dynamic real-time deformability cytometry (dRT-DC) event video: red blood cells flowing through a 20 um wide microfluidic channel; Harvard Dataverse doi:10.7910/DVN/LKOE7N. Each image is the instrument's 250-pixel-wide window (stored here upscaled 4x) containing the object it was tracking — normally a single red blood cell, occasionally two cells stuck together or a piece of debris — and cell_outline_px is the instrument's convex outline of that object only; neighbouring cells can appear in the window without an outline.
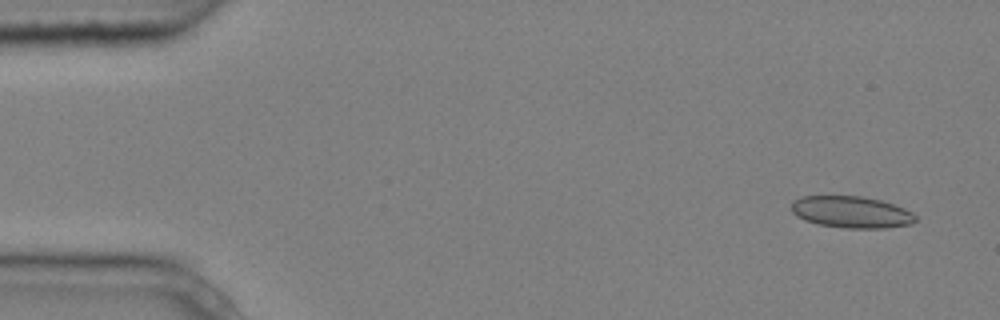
{"species": "common noctule bat (a hibernating species)", "species_latin": "Nyctalus noctula", "temperature_condition": "cold", "stored_images_in_passage": 5, "camera_frame_rate_fps": 3000, "um_per_image_px": 0.085, "animal": {"sex": "male", "body_mass_g": 20.4}, "frame": {"image": 1, "passage_image": 1, "time_ms": 0.0, "image_size_px": [1000, 320], "cell_outline_px": [[916, 220], [912, 224], [884, 228], [844, 228], [820, 224], [804, 220], [796, 216], [792, 212], [792, 200], [800, 196], [864, 196], [880, 200], [904, 208], [912, 212], [916, 216]], "centroid_in_image_um": [72.35, 18.02], "position_along_channel_um": 12.6, "area_um2": 23.0}}
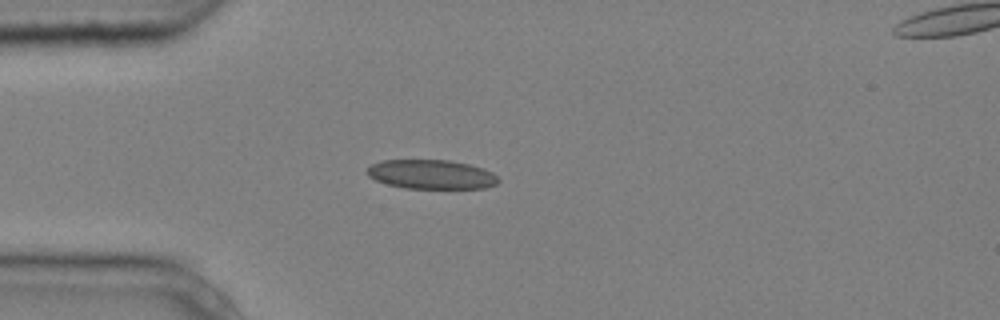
{"frame": {"image": 2, "passage_image": 4, "time_ms": 1.0, "image_size_px": [1000, 320], "cell_outline_px": [[500, 180], [496, 184], [484, 188], [404, 188], [388, 184], [376, 180], [368, 176], [364, 172], [372, 164], [380, 160], [448, 160], [468, 164], [484, 168], [492, 172]], "centroid_in_image_um": [36.64, 14.82], "position_along_channel_um": 48.4, "area_um2": 22.37}}